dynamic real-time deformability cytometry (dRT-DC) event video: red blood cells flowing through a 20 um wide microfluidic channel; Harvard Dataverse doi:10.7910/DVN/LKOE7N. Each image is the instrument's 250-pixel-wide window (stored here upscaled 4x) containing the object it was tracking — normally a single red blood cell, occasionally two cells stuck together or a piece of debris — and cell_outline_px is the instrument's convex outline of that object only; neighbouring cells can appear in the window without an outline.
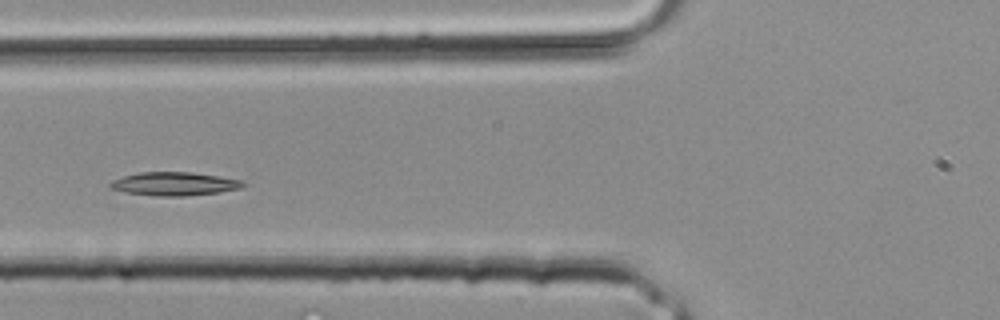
{"species": "common noctule bat (a hibernating species)", "species_latin": "Nyctalus noctula", "temperature_condition": "room temperature", "stored_images_in_passage": 27, "camera_frame_rate_fps": 3000, "um_per_image_px": 0.085, "animal": {"sex": "male", "body_mass_g": 20.4}, "frame": {"image": 1, "passage_image": 7, "time_ms": 2.0, "image_size_px": [1000, 320], "cell_outline_px": [[248, 184], [240, 188], [220, 192], [184, 196], [156, 196], [124, 192], [112, 188], [108, 184], [112, 180], [124, 176], [140, 172], [192, 172], [220, 176], [244, 180]], "centroid_in_image_um": [14.87, 15.62], "position_along_channel_um": 110.9, "area_um2": 18.26}}
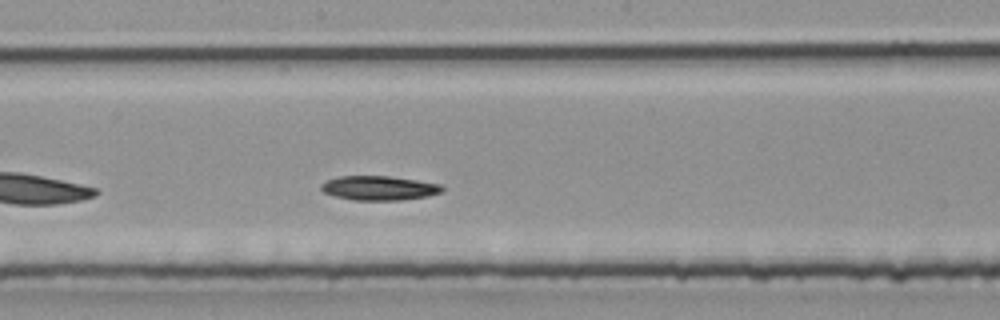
{"frame": {"image": 2, "passage_image": 12, "time_ms": 3.667, "image_size_px": [1000, 320], "cell_outline_px": [[444, 192], [428, 196], [400, 200], [356, 200], [336, 196], [324, 192], [320, 188], [320, 184], [336, 176], [392, 176], [440, 184], [444, 188]], "centroid_in_image_um": [32.24, 15.98], "position_along_channel_um": 216.0, "area_um2": 17.17}}
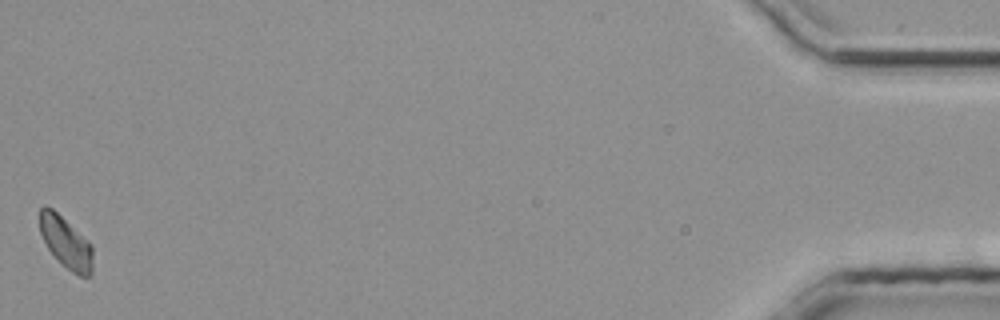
{"frame": {"image": 3, "passage_image": 27, "time_ms": 8.667, "image_size_px": [1000, 320], "cell_outline_px": [[92, 276], [80, 276], [72, 272], [48, 248], [40, 232], [40, 208], [44, 204], [52, 208], [88, 240], [92, 244]], "centroid_in_image_um": [5.62, 20.59], "position_along_channel_um": 429.6, "area_um2": 15.61}}